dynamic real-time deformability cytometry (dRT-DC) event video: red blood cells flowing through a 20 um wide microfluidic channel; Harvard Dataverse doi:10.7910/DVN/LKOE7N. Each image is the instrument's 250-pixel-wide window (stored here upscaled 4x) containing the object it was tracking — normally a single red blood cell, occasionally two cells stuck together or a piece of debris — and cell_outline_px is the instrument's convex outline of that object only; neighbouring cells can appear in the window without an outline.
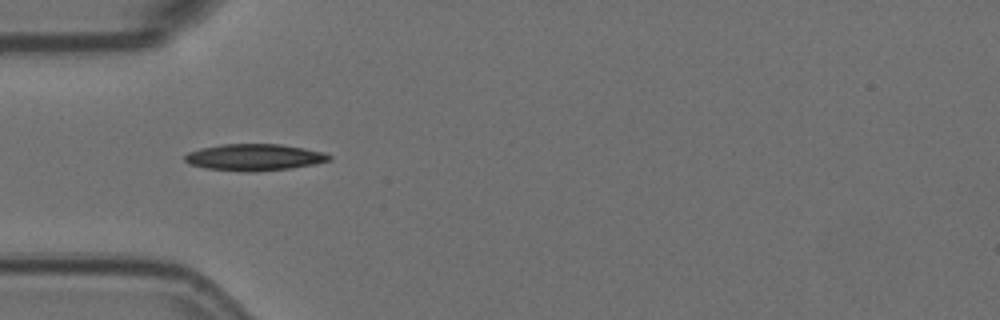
{"species": "Egyptian fruit bat (a non-hibernating species)", "species_latin": "Rousettus aegyptiacus", "temperature_condition": "room temperature", "stored_images_in_passage": 4, "camera_frame_rate_fps": 3000, "um_per_image_px": 0.085, "animal": {"sex": "female"}, "frame": {"image": 1, "passage_image": 3, "time_ms": 0.667, "image_size_px": [1000, 320], "cell_outline_px": [[332, 160], [316, 164], [292, 168], [256, 172], [244, 172], [204, 168], [188, 164], [184, 160], [184, 156], [188, 152], [200, 148], [220, 144], [280, 144], [304, 148], [324, 152], [332, 156]], "centroid_in_image_um": [21.62, 13.37], "position_along_channel_um": 63.4, "area_um2": 22.77}}
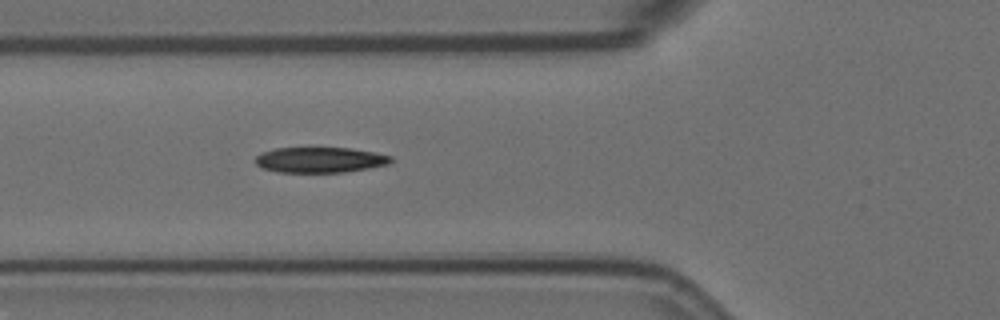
{"frame": {"image": 2, "passage_image": 4, "time_ms": 1.0, "image_size_px": [1000, 320], "cell_outline_px": [[392, 160], [388, 164], [368, 168], [344, 172], [276, 172], [260, 168], [256, 164], [256, 156], [260, 152], [276, 148], [348, 148], [376, 152], [392, 156]], "centroid_in_image_um": [27.17, 13.59], "position_along_channel_um": 98.6, "area_um2": 20.17}}